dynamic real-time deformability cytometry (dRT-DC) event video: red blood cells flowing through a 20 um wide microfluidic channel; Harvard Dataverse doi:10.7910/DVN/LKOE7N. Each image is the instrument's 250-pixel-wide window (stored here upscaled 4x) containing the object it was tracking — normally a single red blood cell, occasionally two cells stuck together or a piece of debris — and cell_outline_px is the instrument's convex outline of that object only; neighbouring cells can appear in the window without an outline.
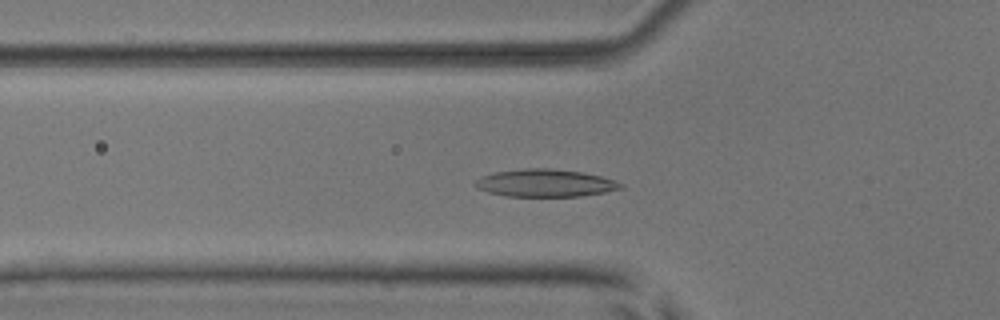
{"species": "common noctule bat (a hibernating species)", "species_latin": "Nyctalus noctula", "temperature_condition": "room temperature", "stored_images_in_passage": 41, "camera_frame_rate_fps": 3000, "um_per_image_px": 0.085, "animal": {"sex": "male", "body_mass_g": 17.9, "forearm_length_mm": 54.2}, "frame": {"image": 1, "passage_image": 18, "time_ms": 5.667, "image_size_px": [1000, 320], "cell_outline_px": [[624, 188], [604, 192], [580, 196], [504, 196], [488, 192], [472, 184], [476, 180], [492, 172], [524, 168], [548, 168], [584, 172], [600, 176], [624, 184]], "centroid_in_image_um": [46.34, 15.55], "position_along_channel_um": 79.5, "area_um2": 23.29}}
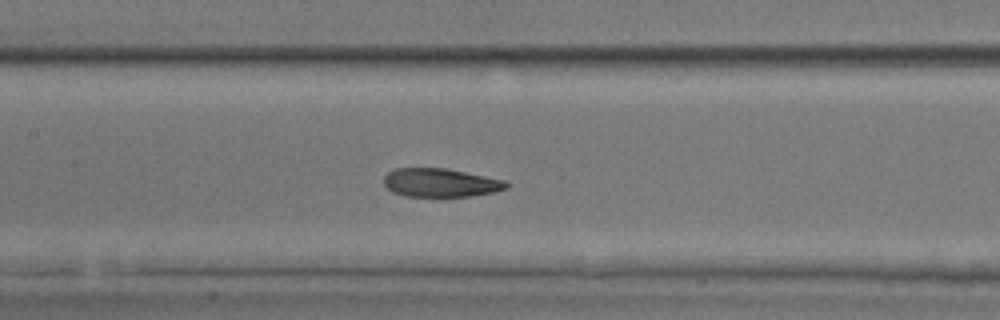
{"frame": {"image": 2, "passage_image": 25, "time_ms": 8.0, "image_size_px": [1000, 320], "cell_outline_px": [[508, 188], [492, 192], [472, 196], [404, 196], [392, 192], [384, 184], [384, 176], [388, 172], [396, 168], [448, 168], [504, 180], [508, 184]], "centroid_in_image_um": [37.42, 15.52], "position_along_channel_um": 170.0, "area_um2": 20.35}}
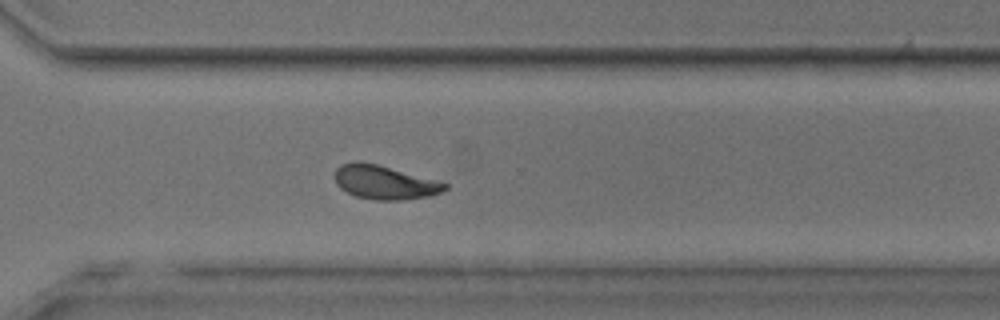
{"frame": {"image": 3, "passage_image": 38, "time_ms": 12.333, "image_size_px": [1000, 320], "cell_outline_px": [[448, 188], [440, 192], [428, 196], [404, 200], [376, 200], [356, 196], [340, 188], [336, 184], [336, 168], [340, 164], [356, 160], [360, 160], [376, 164], [448, 184]], "centroid_in_image_um": [32.63, 15.49], "position_along_channel_um": 338.0, "area_um2": 21.39}, "authors_computed_cell_mechanics": {"area_um2": 22.1374, "velocity_mm_per_s": 3.8709, "shape_relaxation_time_tau1_ms": 3.883, "shape_relaxation_time_tau2_ms": 2.4446, "deformation_change_tau1": 0.1385, "deformation_change_tau2": 0.0674}}